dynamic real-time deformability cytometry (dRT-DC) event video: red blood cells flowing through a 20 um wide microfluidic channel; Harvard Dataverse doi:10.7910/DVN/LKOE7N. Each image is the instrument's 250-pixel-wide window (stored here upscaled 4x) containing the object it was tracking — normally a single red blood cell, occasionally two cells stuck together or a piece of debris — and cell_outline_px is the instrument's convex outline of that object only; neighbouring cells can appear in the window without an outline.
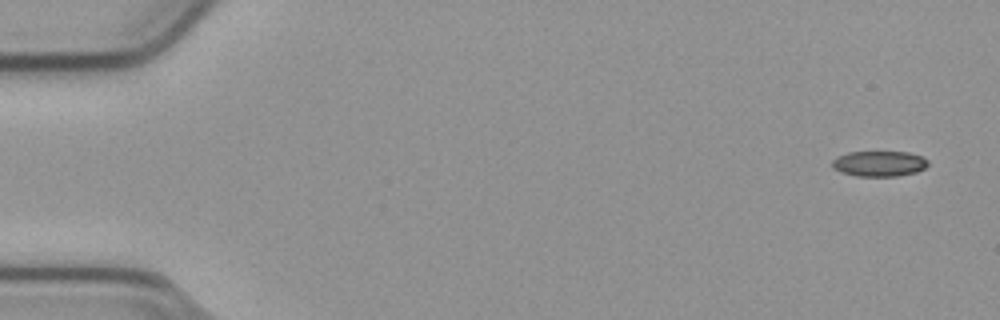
{"species": "common noctule bat (a hibernating species)", "species_latin": "Nyctalus noctula", "temperature_condition": "cold", "stored_images_in_passage": 49, "camera_frame_rate_fps": 3000, "um_per_image_px": 0.085, "animal": {"sex": "male", "body_mass_g": 23.1, "forearm_length_mm": 52.7}, "frame": {"image": 1, "passage_image": 1, "time_ms": 0.0, "image_size_px": [1000, 320], "cell_outline_px": [[928, 164], [924, 168], [916, 172], [896, 176], [856, 176], [840, 172], [832, 168], [832, 160], [836, 156], [848, 152], [908, 152], [920, 156], [928, 160]], "centroid_in_image_um": [74.69, 13.91], "position_along_channel_um": 10.3, "area_um2": 14.28}}
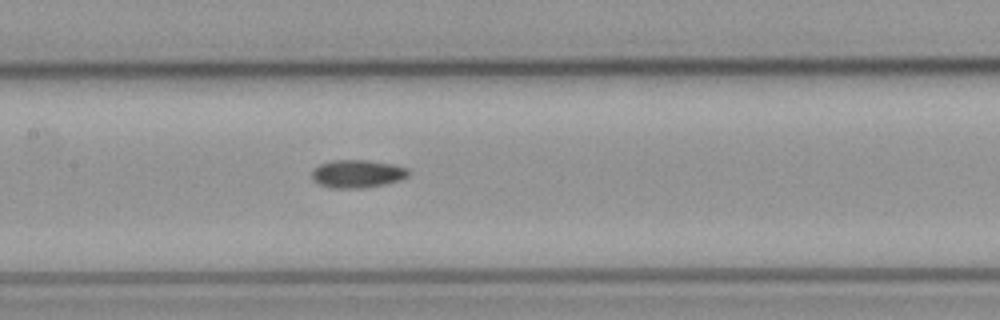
{"frame": {"image": 2, "passage_image": 25, "time_ms": 8.0, "image_size_px": [1000, 320], "cell_outline_px": [[408, 176], [400, 180], [384, 184], [364, 188], [332, 188], [320, 184], [312, 180], [312, 168], [320, 164], [332, 160], [368, 160], [392, 164], [408, 168]], "centroid_in_image_um": [30.35, 14.77], "position_along_channel_um": 177.1, "area_um2": 15.78}}
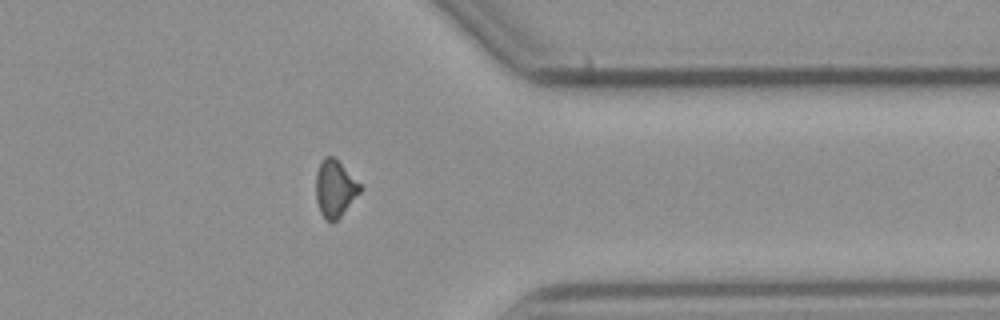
{"frame": {"image": 3, "passage_image": 42, "time_ms": 13.667, "image_size_px": [1000, 320], "cell_outline_px": [[364, 188], [340, 216], [336, 220], [324, 220], [320, 212], [316, 200], [316, 172], [324, 156], [332, 156]], "centroid_in_image_um": [28.45, 16.04], "position_along_channel_um": 382.9, "area_um2": 14.33}}